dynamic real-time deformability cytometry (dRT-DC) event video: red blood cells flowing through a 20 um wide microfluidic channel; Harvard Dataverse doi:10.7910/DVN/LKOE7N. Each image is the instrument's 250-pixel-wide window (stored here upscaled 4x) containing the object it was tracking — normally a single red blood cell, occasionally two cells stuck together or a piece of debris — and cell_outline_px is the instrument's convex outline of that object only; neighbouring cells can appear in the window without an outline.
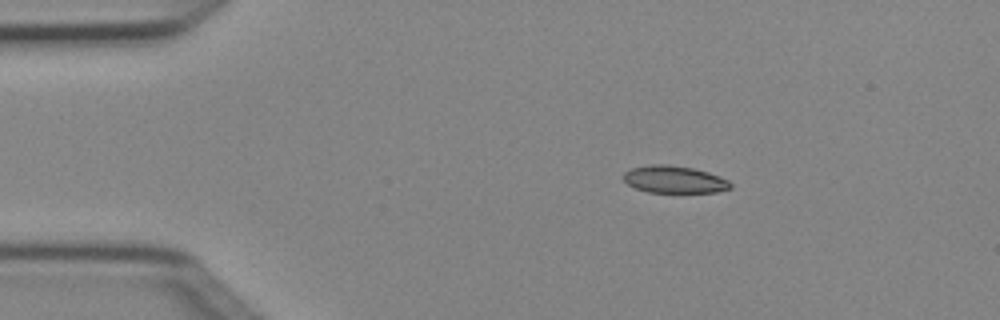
{"species": "Egyptian fruit bat (a non-hibernating species)", "species_latin": "Rousettus aegyptiacus", "temperature_condition": "cold", "stored_images_in_passage": 5, "camera_frame_rate_fps": 3000, "um_per_image_px": 0.085, "animal": {"sex": "female"}, "frame": {"image": 1, "passage_image": 1, "time_ms": 0.0, "image_size_px": [1000, 320], "cell_outline_px": [[732, 188], [716, 192], [648, 192], [636, 188], [628, 184], [620, 176], [624, 172], [632, 168], [652, 164], [668, 164], [692, 168], [708, 172], [720, 176], [728, 180], [732, 184]], "centroid_in_image_um": [57.31, 15.25], "position_along_channel_um": 27.7, "area_um2": 17.05}}
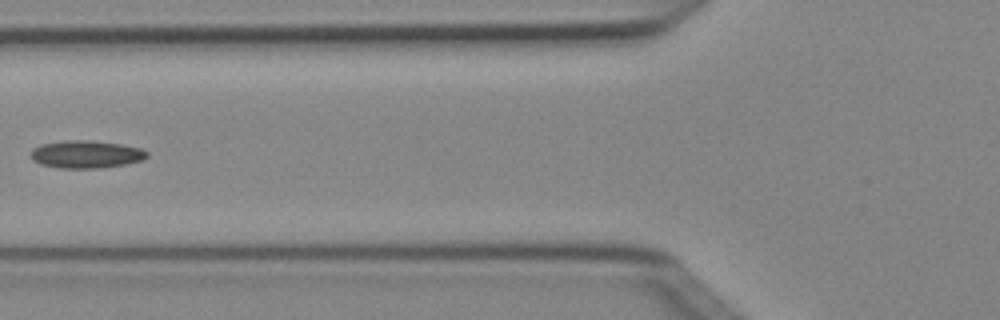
{"frame": {"image": 2, "passage_image": 4, "time_ms": 1.0, "image_size_px": [1000, 320], "cell_outline_px": [[148, 156], [144, 160], [124, 164], [100, 168], [60, 168], [40, 164], [32, 160], [28, 156], [32, 148], [40, 144], [68, 140], [88, 140], [120, 144], [140, 148], [148, 152]], "centroid_in_image_um": [7.27, 13.12], "position_along_channel_um": 118.5, "area_um2": 18.84}}
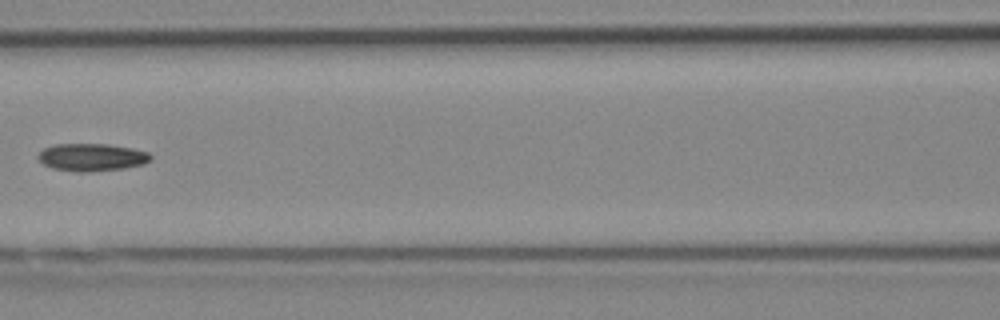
{"frame": {"image": 3, "passage_image": 5, "time_ms": 1.333, "image_size_px": [1000, 320], "cell_outline_px": [[152, 160], [144, 164], [124, 168], [88, 172], [76, 172], [52, 168], [44, 164], [36, 156], [44, 148], [56, 144], [108, 144], [132, 148], [148, 152], [152, 156]], "centroid_in_image_um": [7.82, 13.37], "position_along_channel_um": 158.8, "area_um2": 18.15}}